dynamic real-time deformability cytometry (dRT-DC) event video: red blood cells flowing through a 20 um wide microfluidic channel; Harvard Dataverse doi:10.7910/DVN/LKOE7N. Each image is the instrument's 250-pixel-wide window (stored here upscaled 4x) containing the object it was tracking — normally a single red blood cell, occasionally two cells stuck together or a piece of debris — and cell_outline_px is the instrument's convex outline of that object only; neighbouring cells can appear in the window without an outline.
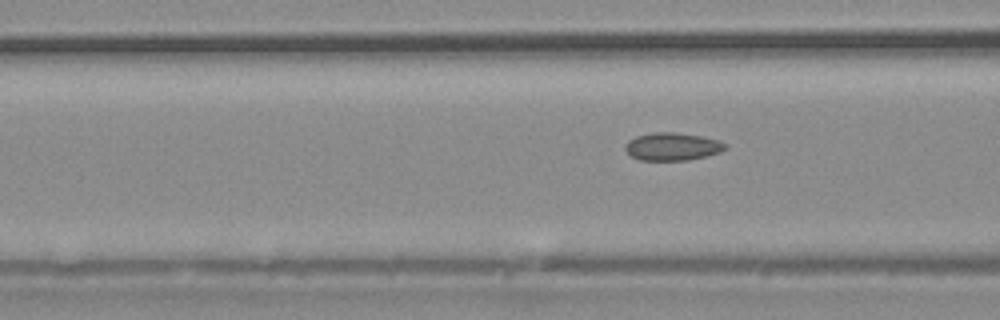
{"species": "common noctule bat (a hibernating species)", "species_latin": "Nyctalus noctula", "temperature_condition": "warm", "stored_images_in_passage": 7, "camera_frame_rate_fps": 3000, "um_per_image_px": 0.085, "animal": {"sex": "male", "body_mass_g": 20.4}, "frame": {"image": 1, "passage_image": 7, "time_ms": 7.667, "image_size_px": [1000, 320], "cell_outline_px": [[728, 148], [720, 152], [688, 160], [640, 160], [632, 156], [624, 148], [624, 144], [628, 140], [636, 136], [652, 132], [676, 132], [700, 136], [720, 140], [728, 144]], "centroid_in_image_um": [57.16, 12.44], "position_along_channel_um": 109.4, "area_um2": 16.3}}